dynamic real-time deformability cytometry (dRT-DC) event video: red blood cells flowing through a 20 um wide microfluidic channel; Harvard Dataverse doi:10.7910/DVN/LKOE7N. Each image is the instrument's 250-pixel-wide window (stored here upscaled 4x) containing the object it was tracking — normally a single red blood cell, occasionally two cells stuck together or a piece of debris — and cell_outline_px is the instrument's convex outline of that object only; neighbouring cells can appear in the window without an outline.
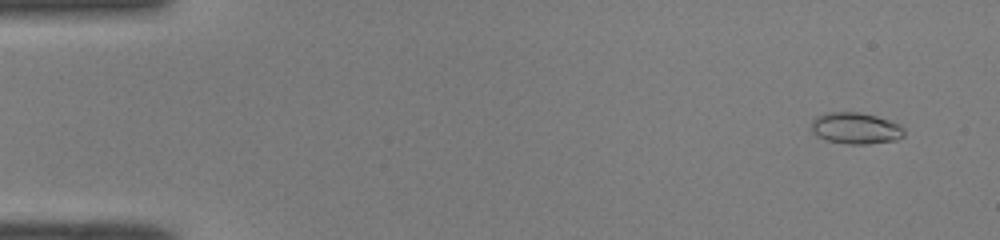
{"species": "common noctule bat (a hibernating species)", "species_latin": "Nyctalus noctula", "temperature_condition": "room temperature", "stored_images_in_passage": 50, "camera_frame_rate_fps": 3000, "um_per_image_px": 0.085, "animal": {"sex": "male", "body_mass_g": 19.0, "forearm_length_mm": 50.8}, "frame": {"image": 1, "passage_image": 3, "time_ms": 0.667, "image_size_px": [1000, 240], "cell_outline_px": [[904, 136], [896, 140], [868, 144], [848, 144], [828, 140], [816, 136], [812, 132], [812, 120], [816, 116], [824, 112], [860, 112], [876, 116], [900, 124], [904, 128]], "centroid_in_image_um": [72.73, 10.89], "position_along_channel_um": 12.3, "area_um2": 17.11}}
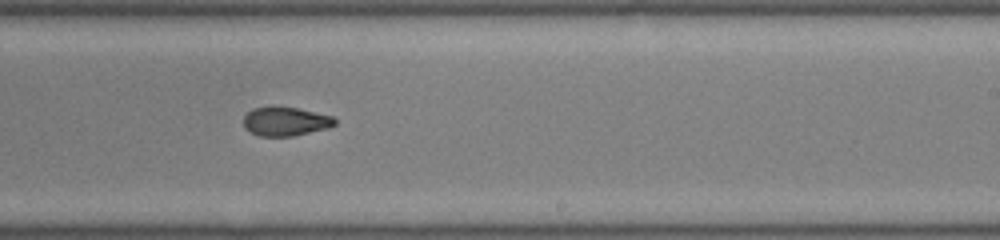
{"frame": {"image": 2, "passage_image": 31, "time_ms": 10.0, "image_size_px": [1000, 240], "cell_outline_px": [[336, 124], [328, 128], [292, 136], [256, 136], [244, 128], [244, 116], [252, 108], [272, 104], [296, 108], [332, 116], [336, 120]], "centroid_in_image_um": [24.21, 10.3], "position_along_channel_um": 264.8, "area_um2": 15.72}}
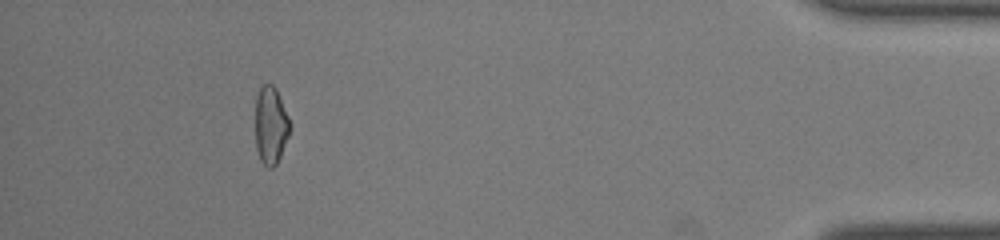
{"frame": {"image": 3, "passage_image": 46, "time_ms": 15.0, "image_size_px": [1000, 240], "cell_outline_px": [[292, 128], [280, 156], [276, 164], [272, 168], [268, 168], [260, 160], [256, 148], [256, 96], [260, 88], [264, 84], [272, 84], [276, 88], [292, 124]], "centroid_in_image_um": [23.03, 10.65], "position_along_channel_um": 412.2, "area_um2": 15.78}, "authors_computed_cell_mechanics": {"area_um2": 16.2418, "velocity_mm_per_s": 4.1074, "shape_relaxation_time_tau1_ms": null, "shape_relaxation_time_tau2_ms": 3.77, "deformation_change_tau1": null, "deformation_change_tau2": 0.0893}}